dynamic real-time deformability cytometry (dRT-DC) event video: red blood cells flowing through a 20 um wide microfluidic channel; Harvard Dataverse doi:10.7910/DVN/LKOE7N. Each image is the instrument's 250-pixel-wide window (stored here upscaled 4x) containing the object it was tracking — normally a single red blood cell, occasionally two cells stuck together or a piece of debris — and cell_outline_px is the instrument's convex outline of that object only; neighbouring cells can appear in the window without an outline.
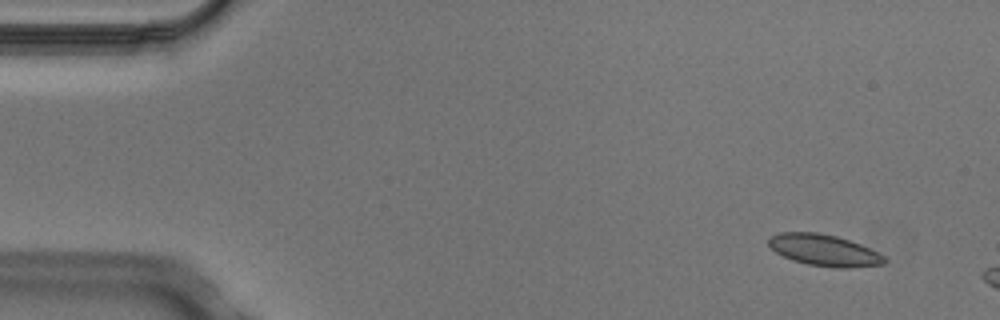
{"species": "Egyptian fruit bat (a non-hibernating species)", "species_latin": "Rousettus aegyptiacus", "temperature_condition": "cold", "stored_images_in_passage": 3, "camera_frame_rate_fps": 3000, "um_per_image_px": 0.085, "animal": {"sex": "male"}, "frame": {"image": 1, "passage_image": 1, "time_ms": 0.0, "image_size_px": [1000, 320], "cell_outline_px": [[888, 260], [884, 264], [848, 268], [836, 268], [808, 264], [792, 260], [776, 252], [768, 244], [768, 236], [780, 232], [816, 232], [836, 236], [860, 244], [884, 256]], "centroid_in_image_um": [70.03, 21.26], "position_along_channel_um": 15.0, "area_um2": 21.15}}